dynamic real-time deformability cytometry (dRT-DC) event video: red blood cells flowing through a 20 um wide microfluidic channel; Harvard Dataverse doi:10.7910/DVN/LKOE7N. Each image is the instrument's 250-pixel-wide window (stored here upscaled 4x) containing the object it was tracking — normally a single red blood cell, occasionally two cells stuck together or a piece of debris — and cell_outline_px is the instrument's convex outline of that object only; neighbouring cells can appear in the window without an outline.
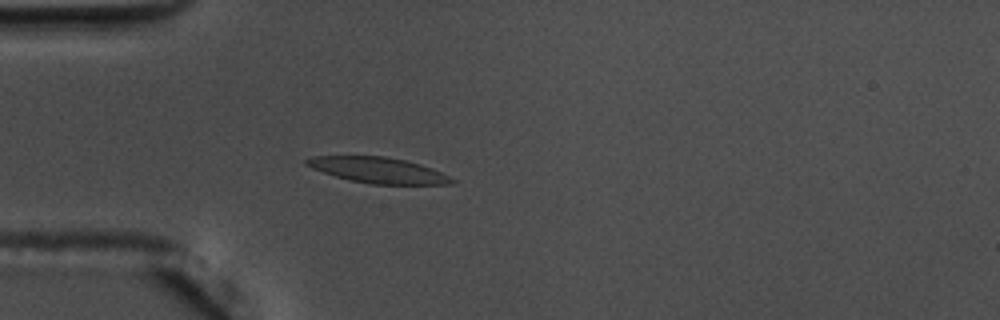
{"species": "common noctule bat (a hibernating species)", "species_latin": "Nyctalus noctula", "temperature_condition": "warm", "stored_images_in_passage": 8, "camera_frame_rate_fps": 3000, "um_per_image_px": 0.085, "animal": {"sex": "male", "body_mass_g": 17.5, "forearm_length_mm": 52.3}, "frame": {"image": 1, "passage_image": 1, "time_ms": 0.0, "image_size_px": [1000, 320], "cell_outline_px": [[456, 180], [452, 184], [372, 184], [348, 180], [312, 168], [304, 164], [304, 160], [312, 156], [384, 156], [404, 160], [420, 164], [432, 168]], "centroid_in_image_um": [32.12, 14.46], "position_along_channel_um": 52.9, "area_um2": 21.62}}